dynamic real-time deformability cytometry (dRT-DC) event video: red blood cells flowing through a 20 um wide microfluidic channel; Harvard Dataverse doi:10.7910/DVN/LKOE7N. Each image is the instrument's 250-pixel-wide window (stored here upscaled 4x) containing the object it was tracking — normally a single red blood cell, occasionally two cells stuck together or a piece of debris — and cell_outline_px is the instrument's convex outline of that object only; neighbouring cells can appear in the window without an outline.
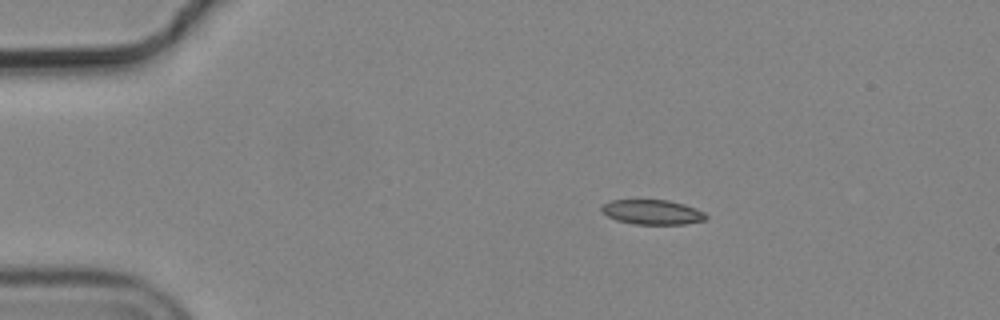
{"species": "common noctule bat (a hibernating species)", "species_latin": "Nyctalus noctula", "temperature_condition": "cold", "stored_images_in_passage": 41, "camera_frame_rate_fps": 3000, "um_per_image_px": 0.085, "animal": {"sex": "male", "body_mass_g": 19.2, "forearm_length_mm": 51.8}, "frame": {"image": 1, "passage_image": 1, "time_ms": 0.0, "image_size_px": [1000, 320], "cell_outline_px": [[708, 216], [704, 220], [684, 224], [632, 224], [616, 220], [600, 212], [600, 208], [604, 204], [612, 200], [668, 200], [684, 204], [696, 208], [704, 212]], "centroid_in_image_um": [55.43, 18.03], "position_along_channel_um": 29.6, "area_um2": 15.09}}
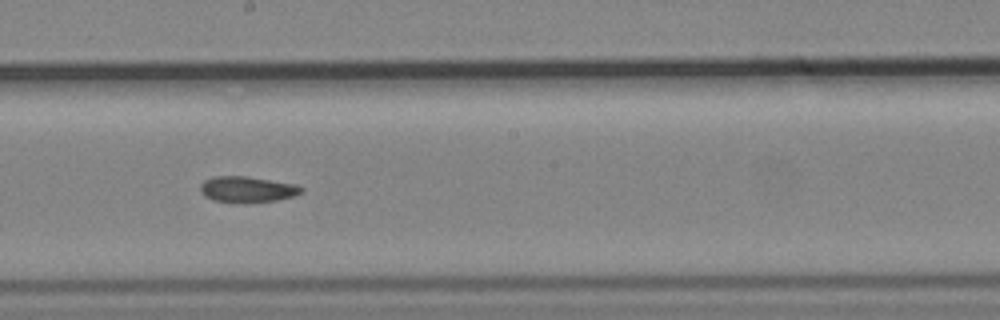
{"frame": {"image": 2, "passage_image": 22, "time_ms": 7.0, "image_size_px": [1000, 320], "cell_outline_px": [[304, 188], [300, 192], [292, 196], [276, 200], [244, 204], [212, 200], [204, 196], [200, 192], [200, 184], [204, 180], [212, 176], [244, 176], [296, 184]], "centroid_in_image_um": [20.95, 16.11], "position_along_channel_um": 227.3, "area_um2": 15.43}}
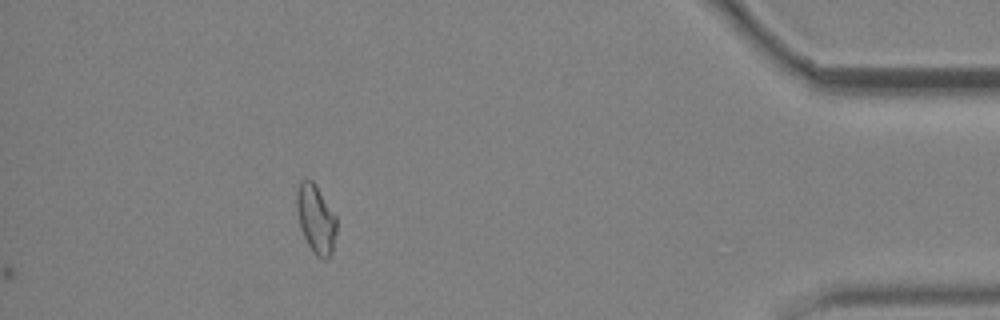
{"frame": {"image": 3, "passage_image": 41, "time_ms": 13.333, "image_size_px": [1000, 320], "cell_outline_px": [[336, 232], [332, 252], [324, 260], [316, 256], [312, 252], [300, 228], [296, 208], [296, 192], [300, 180], [312, 180], [316, 184], [336, 216]], "centroid_in_image_um": [26.84, 18.6], "position_along_channel_um": 408.4, "area_um2": 16.01}}